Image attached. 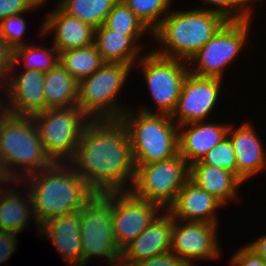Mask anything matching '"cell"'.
Listing matches in <instances>:
<instances>
[{
    "instance_id": "1",
    "label": "cell",
    "mask_w": 266,
    "mask_h": 266,
    "mask_svg": "<svg viewBox=\"0 0 266 266\" xmlns=\"http://www.w3.org/2000/svg\"><path fill=\"white\" fill-rule=\"evenodd\" d=\"M95 194L130 191L135 165L129 133L118 120H92L68 162Z\"/></svg>"
},
{
    "instance_id": "2",
    "label": "cell",
    "mask_w": 266,
    "mask_h": 266,
    "mask_svg": "<svg viewBox=\"0 0 266 266\" xmlns=\"http://www.w3.org/2000/svg\"><path fill=\"white\" fill-rule=\"evenodd\" d=\"M29 190L36 221L80 210L95 193L68 162H54L20 181Z\"/></svg>"
},
{
    "instance_id": "3",
    "label": "cell",
    "mask_w": 266,
    "mask_h": 266,
    "mask_svg": "<svg viewBox=\"0 0 266 266\" xmlns=\"http://www.w3.org/2000/svg\"><path fill=\"white\" fill-rule=\"evenodd\" d=\"M228 20L215 11L188 8L170 10L152 32L160 47L153 51L163 57L188 62Z\"/></svg>"
},
{
    "instance_id": "4",
    "label": "cell",
    "mask_w": 266,
    "mask_h": 266,
    "mask_svg": "<svg viewBox=\"0 0 266 266\" xmlns=\"http://www.w3.org/2000/svg\"><path fill=\"white\" fill-rule=\"evenodd\" d=\"M0 159L14 181L51 166L32 117L5 113L0 118Z\"/></svg>"
},
{
    "instance_id": "5",
    "label": "cell",
    "mask_w": 266,
    "mask_h": 266,
    "mask_svg": "<svg viewBox=\"0 0 266 266\" xmlns=\"http://www.w3.org/2000/svg\"><path fill=\"white\" fill-rule=\"evenodd\" d=\"M120 120L129 133L135 166L164 161L179 153L178 125L171 115L145 113L130 105Z\"/></svg>"
},
{
    "instance_id": "6",
    "label": "cell",
    "mask_w": 266,
    "mask_h": 266,
    "mask_svg": "<svg viewBox=\"0 0 266 266\" xmlns=\"http://www.w3.org/2000/svg\"><path fill=\"white\" fill-rule=\"evenodd\" d=\"M133 67L121 63H105L78 86L79 108L91 120H118L128 109L118 95L127 83ZM119 102V103H118ZM121 104V105H120Z\"/></svg>"
},
{
    "instance_id": "7",
    "label": "cell",
    "mask_w": 266,
    "mask_h": 266,
    "mask_svg": "<svg viewBox=\"0 0 266 266\" xmlns=\"http://www.w3.org/2000/svg\"><path fill=\"white\" fill-rule=\"evenodd\" d=\"M46 154L53 162H69L92 121L78 105L50 108L32 116Z\"/></svg>"
},
{
    "instance_id": "8",
    "label": "cell",
    "mask_w": 266,
    "mask_h": 266,
    "mask_svg": "<svg viewBox=\"0 0 266 266\" xmlns=\"http://www.w3.org/2000/svg\"><path fill=\"white\" fill-rule=\"evenodd\" d=\"M251 21L228 20L187 62L189 73L224 79L226 67L237 60L250 41Z\"/></svg>"
},
{
    "instance_id": "9",
    "label": "cell",
    "mask_w": 266,
    "mask_h": 266,
    "mask_svg": "<svg viewBox=\"0 0 266 266\" xmlns=\"http://www.w3.org/2000/svg\"><path fill=\"white\" fill-rule=\"evenodd\" d=\"M82 266L91 257H105L108 266H119L121 251L118 249L112 228V192L95 194L80 209Z\"/></svg>"
},
{
    "instance_id": "10",
    "label": "cell",
    "mask_w": 266,
    "mask_h": 266,
    "mask_svg": "<svg viewBox=\"0 0 266 266\" xmlns=\"http://www.w3.org/2000/svg\"><path fill=\"white\" fill-rule=\"evenodd\" d=\"M136 64L135 67L142 72L145 85L150 91V98L157 108L154 111L143 106L138 110L171 115L176 109L183 82L189 73L187 62L163 57L151 50L144 53Z\"/></svg>"
},
{
    "instance_id": "11",
    "label": "cell",
    "mask_w": 266,
    "mask_h": 266,
    "mask_svg": "<svg viewBox=\"0 0 266 266\" xmlns=\"http://www.w3.org/2000/svg\"><path fill=\"white\" fill-rule=\"evenodd\" d=\"M189 175L190 166L178 153L164 161L136 165L130 191L135 196L154 202L163 210H167L189 180Z\"/></svg>"
},
{
    "instance_id": "12",
    "label": "cell",
    "mask_w": 266,
    "mask_h": 266,
    "mask_svg": "<svg viewBox=\"0 0 266 266\" xmlns=\"http://www.w3.org/2000/svg\"><path fill=\"white\" fill-rule=\"evenodd\" d=\"M162 211L131 191L112 192V228L118 249L122 251L135 240Z\"/></svg>"
},
{
    "instance_id": "13",
    "label": "cell",
    "mask_w": 266,
    "mask_h": 266,
    "mask_svg": "<svg viewBox=\"0 0 266 266\" xmlns=\"http://www.w3.org/2000/svg\"><path fill=\"white\" fill-rule=\"evenodd\" d=\"M223 82L224 79L188 73L176 109L171 114L172 120L177 125L207 121L220 101Z\"/></svg>"
},
{
    "instance_id": "14",
    "label": "cell",
    "mask_w": 266,
    "mask_h": 266,
    "mask_svg": "<svg viewBox=\"0 0 266 266\" xmlns=\"http://www.w3.org/2000/svg\"><path fill=\"white\" fill-rule=\"evenodd\" d=\"M218 228L217 224L173 219L171 252L190 266L199 260L220 258Z\"/></svg>"
},
{
    "instance_id": "15",
    "label": "cell",
    "mask_w": 266,
    "mask_h": 266,
    "mask_svg": "<svg viewBox=\"0 0 266 266\" xmlns=\"http://www.w3.org/2000/svg\"><path fill=\"white\" fill-rule=\"evenodd\" d=\"M44 78L45 72L39 70L22 69L18 75L10 74L3 88V95L6 96L4 99H7L4 100L6 113L32 117L44 112Z\"/></svg>"
},
{
    "instance_id": "16",
    "label": "cell",
    "mask_w": 266,
    "mask_h": 266,
    "mask_svg": "<svg viewBox=\"0 0 266 266\" xmlns=\"http://www.w3.org/2000/svg\"><path fill=\"white\" fill-rule=\"evenodd\" d=\"M234 124L230 123L227 136L236 156L237 178L244 184L263 170L266 171V148L253 122L245 121L236 129Z\"/></svg>"
},
{
    "instance_id": "17",
    "label": "cell",
    "mask_w": 266,
    "mask_h": 266,
    "mask_svg": "<svg viewBox=\"0 0 266 266\" xmlns=\"http://www.w3.org/2000/svg\"><path fill=\"white\" fill-rule=\"evenodd\" d=\"M173 217L163 210L154 221L121 251L119 266H133L154 256L171 252Z\"/></svg>"
},
{
    "instance_id": "18",
    "label": "cell",
    "mask_w": 266,
    "mask_h": 266,
    "mask_svg": "<svg viewBox=\"0 0 266 266\" xmlns=\"http://www.w3.org/2000/svg\"><path fill=\"white\" fill-rule=\"evenodd\" d=\"M52 9L41 21L39 35L47 37L49 33L54 34L53 45L59 53L94 44L95 28L64 13L57 5Z\"/></svg>"
},
{
    "instance_id": "19",
    "label": "cell",
    "mask_w": 266,
    "mask_h": 266,
    "mask_svg": "<svg viewBox=\"0 0 266 266\" xmlns=\"http://www.w3.org/2000/svg\"><path fill=\"white\" fill-rule=\"evenodd\" d=\"M215 122L201 121L178 125L179 154L189 166L201 161L208 151L227 137L230 122Z\"/></svg>"
},
{
    "instance_id": "20",
    "label": "cell",
    "mask_w": 266,
    "mask_h": 266,
    "mask_svg": "<svg viewBox=\"0 0 266 266\" xmlns=\"http://www.w3.org/2000/svg\"><path fill=\"white\" fill-rule=\"evenodd\" d=\"M225 206L214 196L199 188L190 179L178 192L175 201L167 209L173 219L217 224V210Z\"/></svg>"
},
{
    "instance_id": "21",
    "label": "cell",
    "mask_w": 266,
    "mask_h": 266,
    "mask_svg": "<svg viewBox=\"0 0 266 266\" xmlns=\"http://www.w3.org/2000/svg\"><path fill=\"white\" fill-rule=\"evenodd\" d=\"M37 232L52 242L67 265L82 266L80 210L48 220Z\"/></svg>"
},
{
    "instance_id": "22",
    "label": "cell",
    "mask_w": 266,
    "mask_h": 266,
    "mask_svg": "<svg viewBox=\"0 0 266 266\" xmlns=\"http://www.w3.org/2000/svg\"><path fill=\"white\" fill-rule=\"evenodd\" d=\"M141 39L144 36L114 32L104 24L94 32V45L105 63H121L133 68L143 56L145 47Z\"/></svg>"
},
{
    "instance_id": "23",
    "label": "cell",
    "mask_w": 266,
    "mask_h": 266,
    "mask_svg": "<svg viewBox=\"0 0 266 266\" xmlns=\"http://www.w3.org/2000/svg\"><path fill=\"white\" fill-rule=\"evenodd\" d=\"M20 184V186H19ZM10 187L0 190V230L11 231L21 234L28 227L31 218L40 231V225L36 221L32 199L29 190L20 181H15ZM19 187L25 188V192ZM15 187V188H14ZM19 188V189H18ZM22 190V191H19ZM30 220V221H29Z\"/></svg>"
},
{
    "instance_id": "24",
    "label": "cell",
    "mask_w": 266,
    "mask_h": 266,
    "mask_svg": "<svg viewBox=\"0 0 266 266\" xmlns=\"http://www.w3.org/2000/svg\"><path fill=\"white\" fill-rule=\"evenodd\" d=\"M189 179L224 206L238 199L243 184L232 172L210 165H191Z\"/></svg>"
},
{
    "instance_id": "25",
    "label": "cell",
    "mask_w": 266,
    "mask_h": 266,
    "mask_svg": "<svg viewBox=\"0 0 266 266\" xmlns=\"http://www.w3.org/2000/svg\"><path fill=\"white\" fill-rule=\"evenodd\" d=\"M79 82L58 63L45 73L44 98L45 110L77 105Z\"/></svg>"
},
{
    "instance_id": "26",
    "label": "cell",
    "mask_w": 266,
    "mask_h": 266,
    "mask_svg": "<svg viewBox=\"0 0 266 266\" xmlns=\"http://www.w3.org/2000/svg\"><path fill=\"white\" fill-rule=\"evenodd\" d=\"M42 46L27 42L25 46L14 49L10 74L13 71L15 74L21 63L24 70H39L46 73L53 69L59 63V52L54 45L50 48L48 45L47 48Z\"/></svg>"
},
{
    "instance_id": "27",
    "label": "cell",
    "mask_w": 266,
    "mask_h": 266,
    "mask_svg": "<svg viewBox=\"0 0 266 266\" xmlns=\"http://www.w3.org/2000/svg\"><path fill=\"white\" fill-rule=\"evenodd\" d=\"M119 0H58L57 6L69 16L89 24L93 28L102 26Z\"/></svg>"
},
{
    "instance_id": "28",
    "label": "cell",
    "mask_w": 266,
    "mask_h": 266,
    "mask_svg": "<svg viewBox=\"0 0 266 266\" xmlns=\"http://www.w3.org/2000/svg\"><path fill=\"white\" fill-rule=\"evenodd\" d=\"M59 63L78 82L92 75L105 64L94 44L60 52Z\"/></svg>"
},
{
    "instance_id": "29",
    "label": "cell",
    "mask_w": 266,
    "mask_h": 266,
    "mask_svg": "<svg viewBox=\"0 0 266 266\" xmlns=\"http://www.w3.org/2000/svg\"><path fill=\"white\" fill-rule=\"evenodd\" d=\"M104 25L114 32L125 33L129 36H145L148 34L152 39V32L122 0L114 5Z\"/></svg>"
},
{
    "instance_id": "30",
    "label": "cell",
    "mask_w": 266,
    "mask_h": 266,
    "mask_svg": "<svg viewBox=\"0 0 266 266\" xmlns=\"http://www.w3.org/2000/svg\"><path fill=\"white\" fill-rule=\"evenodd\" d=\"M153 32L170 12L174 0H122Z\"/></svg>"
},
{
    "instance_id": "31",
    "label": "cell",
    "mask_w": 266,
    "mask_h": 266,
    "mask_svg": "<svg viewBox=\"0 0 266 266\" xmlns=\"http://www.w3.org/2000/svg\"><path fill=\"white\" fill-rule=\"evenodd\" d=\"M201 1H203L204 3L202 4L201 7H198V9L215 11L223 15L227 20H253L252 19L254 14L253 9L255 7L253 5L256 2L259 3L265 0H201Z\"/></svg>"
},
{
    "instance_id": "32",
    "label": "cell",
    "mask_w": 266,
    "mask_h": 266,
    "mask_svg": "<svg viewBox=\"0 0 266 266\" xmlns=\"http://www.w3.org/2000/svg\"><path fill=\"white\" fill-rule=\"evenodd\" d=\"M192 165H210L232 172L237 177L236 156L232 142L227 136L206 153L201 161Z\"/></svg>"
},
{
    "instance_id": "33",
    "label": "cell",
    "mask_w": 266,
    "mask_h": 266,
    "mask_svg": "<svg viewBox=\"0 0 266 266\" xmlns=\"http://www.w3.org/2000/svg\"><path fill=\"white\" fill-rule=\"evenodd\" d=\"M23 14L11 15L0 22V38L11 51L27 44L23 39L27 31Z\"/></svg>"
},
{
    "instance_id": "34",
    "label": "cell",
    "mask_w": 266,
    "mask_h": 266,
    "mask_svg": "<svg viewBox=\"0 0 266 266\" xmlns=\"http://www.w3.org/2000/svg\"><path fill=\"white\" fill-rule=\"evenodd\" d=\"M41 6L44 7L39 0H0V22L11 15L33 12Z\"/></svg>"
},
{
    "instance_id": "35",
    "label": "cell",
    "mask_w": 266,
    "mask_h": 266,
    "mask_svg": "<svg viewBox=\"0 0 266 266\" xmlns=\"http://www.w3.org/2000/svg\"><path fill=\"white\" fill-rule=\"evenodd\" d=\"M231 266H266V262L259 256L255 255L245 245L233 253L230 258Z\"/></svg>"
},
{
    "instance_id": "36",
    "label": "cell",
    "mask_w": 266,
    "mask_h": 266,
    "mask_svg": "<svg viewBox=\"0 0 266 266\" xmlns=\"http://www.w3.org/2000/svg\"><path fill=\"white\" fill-rule=\"evenodd\" d=\"M133 266H190L185 260L181 259L172 252H166L150 259L142 260Z\"/></svg>"
},
{
    "instance_id": "37",
    "label": "cell",
    "mask_w": 266,
    "mask_h": 266,
    "mask_svg": "<svg viewBox=\"0 0 266 266\" xmlns=\"http://www.w3.org/2000/svg\"><path fill=\"white\" fill-rule=\"evenodd\" d=\"M16 232L0 230V264L11 258L17 249L18 239Z\"/></svg>"
},
{
    "instance_id": "38",
    "label": "cell",
    "mask_w": 266,
    "mask_h": 266,
    "mask_svg": "<svg viewBox=\"0 0 266 266\" xmlns=\"http://www.w3.org/2000/svg\"><path fill=\"white\" fill-rule=\"evenodd\" d=\"M12 64V51L5 45V43L0 38V89L6 86L10 69Z\"/></svg>"
},
{
    "instance_id": "39",
    "label": "cell",
    "mask_w": 266,
    "mask_h": 266,
    "mask_svg": "<svg viewBox=\"0 0 266 266\" xmlns=\"http://www.w3.org/2000/svg\"><path fill=\"white\" fill-rule=\"evenodd\" d=\"M245 246L266 262V234L257 240L247 243Z\"/></svg>"
},
{
    "instance_id": "40",
    "label": "cell",
    "mask_w": 266,
    "mask_h": 266,
    "mask_svg": "<svg viewBox=\"0 0 266 266\" xmlns=\"http://www.w3.org/2000/svg\"><path fill=\"white\" fill-rule=\"evenodd\" d=\"M13 182H15L13 180V178L9 175V173L7 172V170L5 169L2 160L0 159V190L4 189V183L8 185L11 183L13 184ZM1 184L3 185L1 187Z\"/></svg>"
},
{
    "instance_id": "41",
    "label": "cell",
    "mask_w": 266,
    "mask_h": 266,
    "mask_svg": "<svg viewBox=\"0 0 266 266\" xmlns=\"http://www.w3.org/2000/svg\"><path fill=\"white\" fill-rule=\"evenodd\" d=\"M5 96H0V118L6 113L5 110V99L3 98ZM2 98V99H1Z\"/></svg>"
},
{
    "instance_id": "42",
    "label": "cell",
    "mask_w": 266,
    "mask_h": 266,
    "mask_svg": "<svg viewBox=\"0 0 266 266\" xmlns=\"http://www.w3.org/2000/svg\"><path fill=\"white\" fill-rule=\"evenodd\" d=\"M39 2L44 6V4H46L49 1L48 0H39Z\"/></svg>"
}]
</instances>
